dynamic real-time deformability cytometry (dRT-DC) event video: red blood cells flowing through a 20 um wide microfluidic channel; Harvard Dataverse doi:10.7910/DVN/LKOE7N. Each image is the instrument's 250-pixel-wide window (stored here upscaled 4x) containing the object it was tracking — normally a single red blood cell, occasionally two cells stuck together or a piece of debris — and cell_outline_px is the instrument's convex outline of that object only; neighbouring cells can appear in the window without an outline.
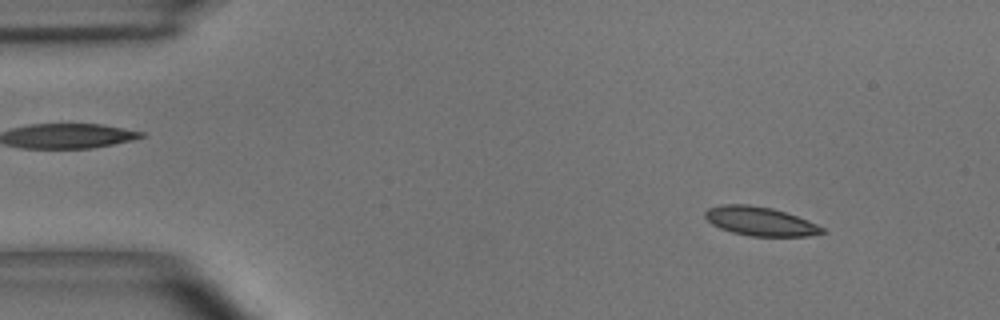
{"species": "common noctule bat (a hibernating species)", "species_latin": "Nyctalus noctula", "temperature_condition": "room temperature", "stored_images_in_passage": 52, "camera_frame_rate_fps": 3000, "um_per_image_px": 0.085, "animal": {"sex": "male", "body_mass_g": 15.6}, "frame": {"image": 1, "passage_image": 4, "time_ms": 1.0, "image_size_px": [1000, 320], "cell_outline_px": [[824, 232], [808, 236], [752, 236], [732, 232], [720, 228], [712, 224], [704, 216], [704, 212], [708, 208], [720, 204], [748, 204], [772, 208], [808, 220], [824, 228]], "centroid_in_image_um": [64.57, 18.8], "position_along_channel_um": 20.4, "area_um2": 19.59}}
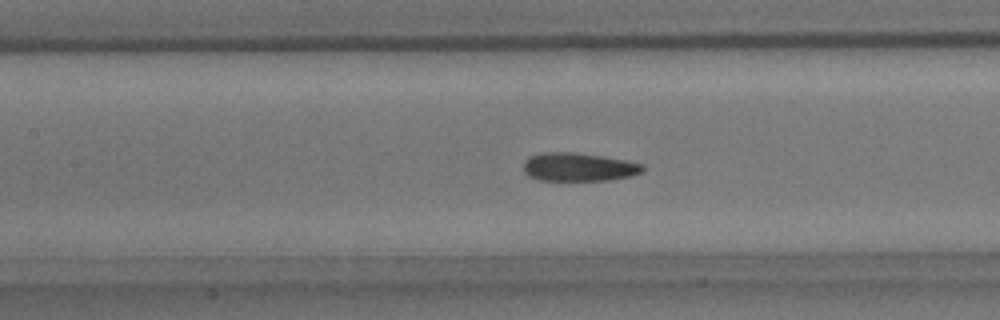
{"frame": {"image": 2, "passage_image": 22, "time_ms": 7.0, "image_size_px": [1000, 320], "cell_outline_px": [[644, 168], [640, 172], [632, 176], [608, 180], [540, 180], [528, 176], [524, 172], [524, 160], [528, 156], [540, 152], [576, 152], [624, 160], [644, 164]], "centroid_in_image_um": [49.14, 14.19], "position_along_channel_um": 158.3, "area_um2": 19.77}}
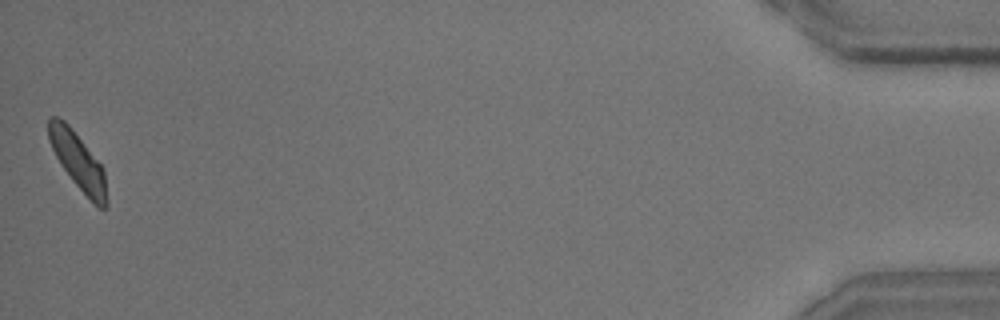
{"frame": {"image": 3, "passage_image": 52, "time_ms": 17.0, "image_size_px": [1000, 320], "cell_outline_px": [[108, 208], [100, 208], [72, 180], [60, 164], [48, 140], [48, 120], [52, 116], [56, 116], [64, 120], [68, 124], [104, 168], [108, 200]], "centroid_in_image_um": [6.64, 13.69], "position_along_channel_um": 428.6, "area_um2": 18.96}, "authors_computed_cell_mechanics": {"area_um2": 19.9121, "velocity_mm_per_s": 3.632, "shape_relaxation_time_tau1_ms": 4.8721, "shape_relaxation_time_tau2_ms": 2.2865, "deformation_change_tau1": 0.1058, "deformation_change_tau2": 0.09}}